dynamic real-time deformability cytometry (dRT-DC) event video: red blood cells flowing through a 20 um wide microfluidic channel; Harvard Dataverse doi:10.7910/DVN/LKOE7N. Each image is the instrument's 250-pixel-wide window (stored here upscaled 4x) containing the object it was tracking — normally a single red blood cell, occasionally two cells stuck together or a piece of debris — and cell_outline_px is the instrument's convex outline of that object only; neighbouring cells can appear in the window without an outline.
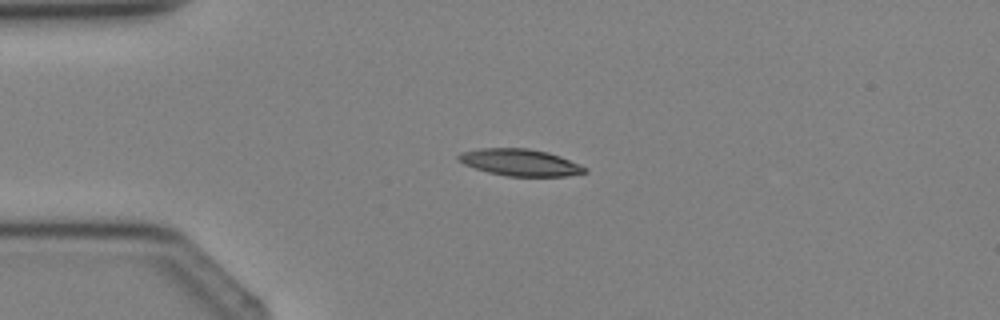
{"species": "Egyptian fruit bat (a non-hibernating species)", "species_latin": "Rousettus aegyptiacus", "temperature_condition": "cold", "stored_images_in_passage": 2, "camera_frame_rate_fps": 3000, "um_per_image_px": 0.085, "animal": {"sex": "female"}, "frame": {"image": 1, "passage_image": 2, "time_ms": 1.0, "image_size_px": [1000, 320], "cell_outline_px": [[588, 172], [568, 176], [508, 176], [488, 172], [464, 164], [456, 156], [460, 152], [480, 148], [528, 148], [548, 152], [560, 156], [580, 164], [588, 168]], "centroid_in_image_um": [44.24, 13.8], "position_along_channel_um": 40.8, "area_um2": 19.77}}